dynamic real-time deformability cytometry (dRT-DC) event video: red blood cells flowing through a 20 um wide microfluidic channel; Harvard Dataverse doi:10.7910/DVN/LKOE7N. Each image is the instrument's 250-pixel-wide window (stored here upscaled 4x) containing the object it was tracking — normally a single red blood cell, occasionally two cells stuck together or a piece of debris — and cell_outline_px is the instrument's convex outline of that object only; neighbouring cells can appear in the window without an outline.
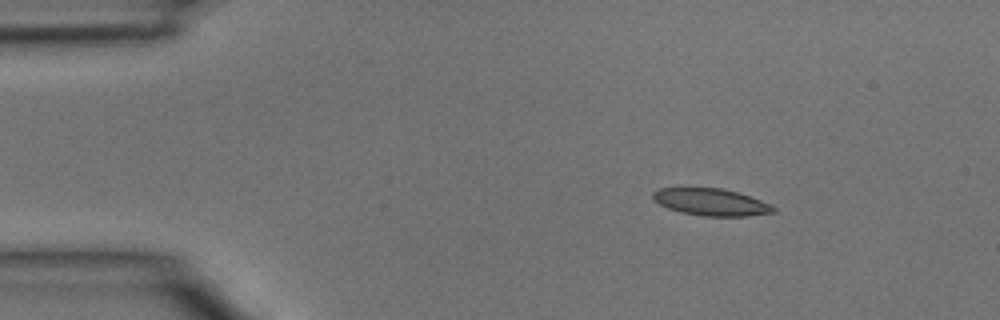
{"species": "common noctule bat (a hibernating species)", "species_latin": "Nyctalus noctula", "temperature_condition": "room temperature", "stored_images_in_passage": 4, "camera_frame_rate_fps": 3000, "um_per_image_px": 0.085, "animal": {"sex": "male", "body_mass_g": 15.6}, "frame": {"image": 1, "passage_image": 2, "time_ms": 0.333, "image_size_px": [1000, 320], "cell_outline_px": [[776, 212], [748, 216], [704, 216], [680, 212], [668, 208], [652, 200], [652, 192], [660, 188], [720, 188], [736, 192], [772, 204], [776, 208]], "centroid_in_image_um": [60.44, 17.18], "position_along_channel_um": 24.6, "area_um2": 18.96}}
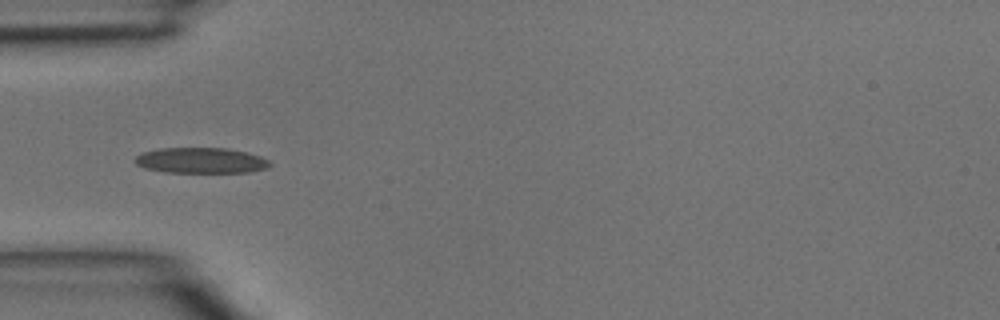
{"frame": {"image": 2, "passage_image": 4, "time_ms": 1.0, "image_size_px": [1000, 320], "cell_outline_px": [[272, 164], [268, 168], [248, 172], [164, 172], [144, 168], [136, 164], [132, 160], [140, 152], [160, 148], [228, 148], [260, 156], [268, 160]], "centroid_in_image_um": [17.03, 13.64], "position_along_channel_um": 68.0, "area_um2": 20.23}}